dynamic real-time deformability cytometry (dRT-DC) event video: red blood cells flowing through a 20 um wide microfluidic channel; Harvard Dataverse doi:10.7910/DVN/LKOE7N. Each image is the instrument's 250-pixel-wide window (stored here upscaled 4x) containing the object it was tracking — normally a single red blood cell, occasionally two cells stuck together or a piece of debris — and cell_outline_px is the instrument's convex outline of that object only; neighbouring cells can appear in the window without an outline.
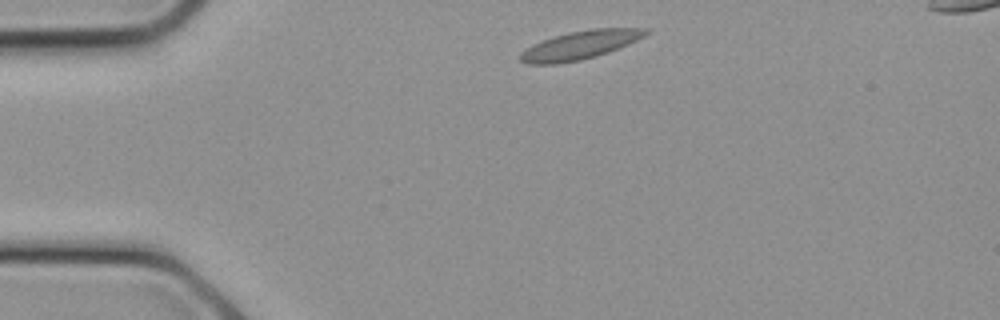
{"species": "common noctule bat (a hibernating species)", "species_latin": "Nyctalus noctula", "temperature_condition": "cold", "stored_images_in_passage": 5, "camera_frame_rate_fps": 3000, "um_per_image_px": 0.085, "animal": {"sex": "female", "body_mass_g": 21.9}, "frame": {"image": 1, "passage_image": 1, "time_ms": 0.0, "image_size_px": [1000, 320], "cell_outline_px": [[648, 32], [644, 36], [628, 44], [608, 52], [596, 56], [580, 60], [556, 64], [528, 64], [520, 60], [520, 52], [544, 40], [568, 32], [592, 28], [648, 28]], "centroid_in_image_um": [49.32, 3.83], "position_along_channel_um": 35.7, "area_um2": 20.46}}
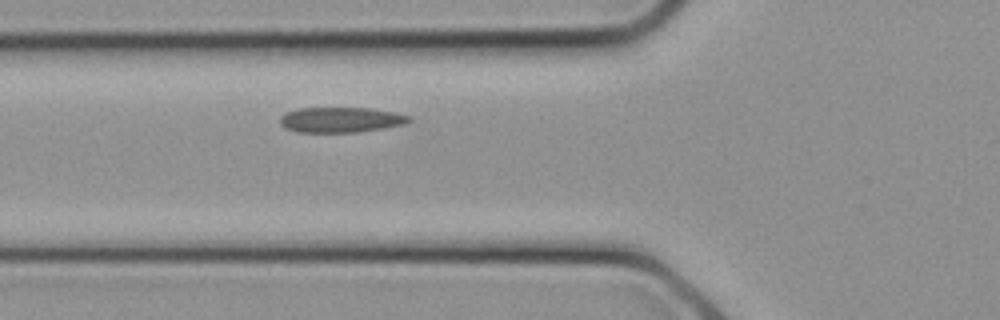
{"frame": {"image": 2, "passage_image": 5, "time_ms": 1.333, "image_size_px": [1000, 320], "cell_outline_px": [[412, 120], [404, 124], [384, 128], [360, 132], [296, 132], [284, 128], [280, 124], [280, 116], [288, 112], [300, 108], [372, 108], [396, 112], [408, 116]], "centroid_in_image_um": [28.97, 10.18], "position_along_channel_um": 96.8, "area_um2": 19.07}}